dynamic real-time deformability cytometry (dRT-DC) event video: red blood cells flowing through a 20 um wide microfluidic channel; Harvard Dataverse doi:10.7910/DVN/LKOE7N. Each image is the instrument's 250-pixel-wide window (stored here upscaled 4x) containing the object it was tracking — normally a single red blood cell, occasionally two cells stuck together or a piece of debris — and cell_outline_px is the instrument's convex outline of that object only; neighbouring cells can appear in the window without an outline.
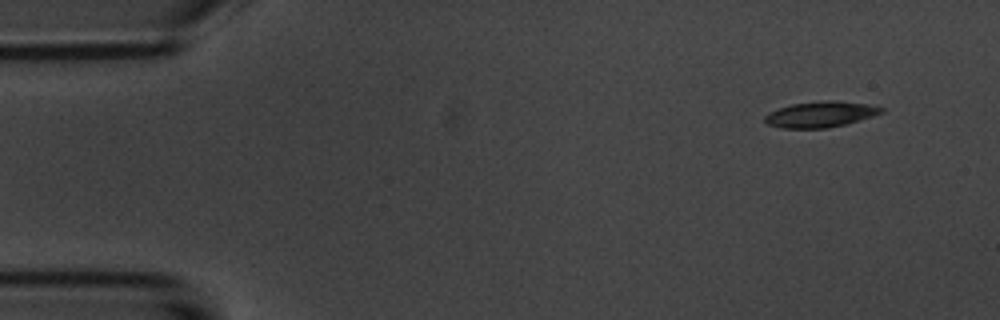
{"species": "common noctule bat (a hibernating species)", "species_latin": "Nyctalus noctula", "temperature_condition": "room temperature", "stored_images_in_passage": 4, "camera_frame_rate_fps": 3000, "um_per_image_px": 0.085, "animal": {"sex": "male", "body_mass_g": 20.1, "forearm_length_mm": 53.5}, "frame": {"image": 1, "passage_image": 1, "time_ms": 0.0, "image_size_px": [1000, 320], "cell_outline_px": [[884, 112], [872, 116], [844, 124], [828, 128], [780, 128], [768, 124], [764, 120], [764, 116], [768, 112], [792, 104], [824, 100], [836, 100], [868, 104], [884, 108]], "centroid_in_image_um": [69.73, 9.71], "position_along_channel_um": 15.3, "area_um2": 17.46}}
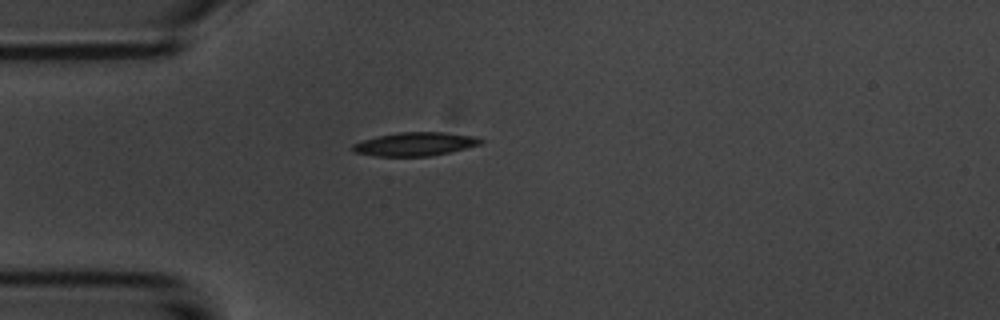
{"frame": {"image": 2, "passage_image": 4, "time_ms": 3.333, "image_size_px": [1000, 320], "cell_outline_px": [[484, 140], [480, 144], [432, 156], [376, 156], [352, 152], [352, 144], [364, 140], [380, 136], [400, 132], [440, 132], [476, 136]], "centroid_in_image_um": [35.27, 12.25], "position_along_channel_um": 49.7, "area_um2": 17.34}}